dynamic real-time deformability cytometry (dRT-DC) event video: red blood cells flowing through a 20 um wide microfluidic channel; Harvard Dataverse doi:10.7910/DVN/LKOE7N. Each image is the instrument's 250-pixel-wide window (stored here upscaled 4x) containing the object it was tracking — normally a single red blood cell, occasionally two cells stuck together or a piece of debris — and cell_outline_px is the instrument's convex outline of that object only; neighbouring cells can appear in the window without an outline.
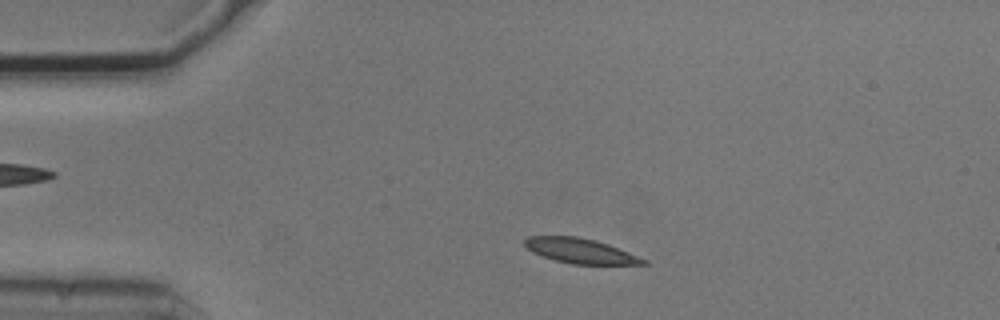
{"species": "common noctule bat (a hibernating species)", "species_latin": "Nyctalus noctula", "temperature_condition": "cold", "stored_images_in_passage": 50, "camera_frame_rate_fps": 3000, "um_per_image_px": 0.085, "animal": {"sex": "male", "body_mass_g": 20.5, "forearm_length_mm": 52.5}, "frame": {"image": 1, "passage_image": 7, "time_ms": 2.0, "image_size_px": [1000, 320], "cell_outline_px": [[648, 264], [572, 264], [556, 260], [532, 252], [524, 244], [524, 240], [528, 236], [576, 236], [596, 240], [608, 244], [648, 260]], "centroid_in_image_um": [49.34, 21.31], "position_along_channel_um": 35.7, "area_um2": 17.05}}
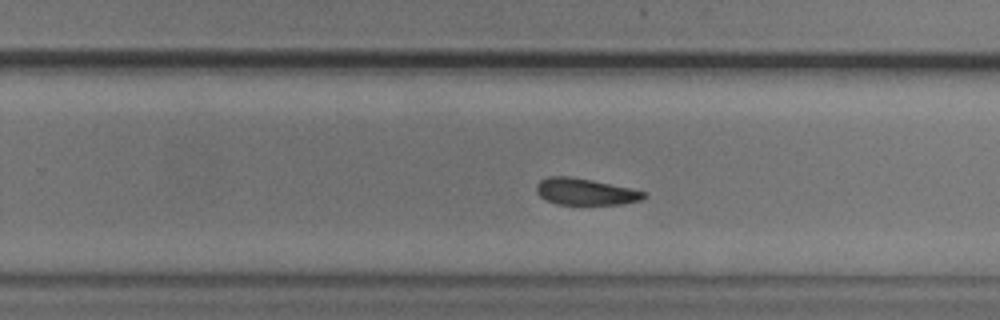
{"frame": {"image": 2, "passage_image": 30, "time_ms": 9.667, "image_size_px": [1000, 320], "cell_outline_px": [[648, 196], [640, 200], [620, 204], [556, 204], [540, 196], [536, 192], [536, 184], [540, 180], [548, 176], [572, 176], [592, 180], [648, 192]], "centroid_in_image_um": [49.75, 16.28], "position_along_channel_um": 280.1, "area_um2": 16.65}}
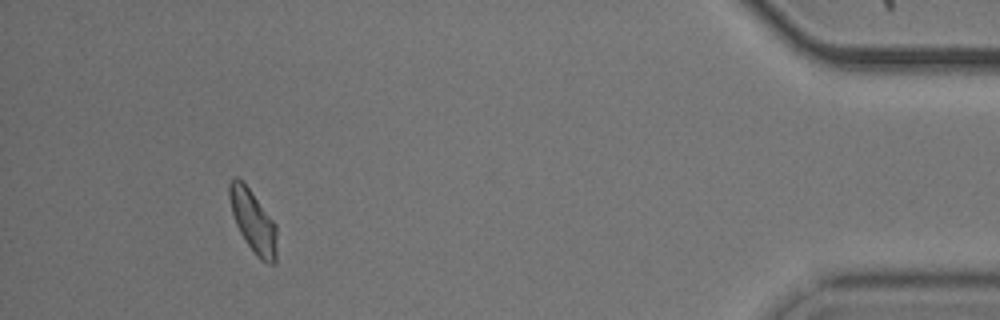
{"frame": {"image": 3, "passage_image": 46, "time_ms": 15.0, "image_size_px": [1000, 320], "cell_outline_px": [[276, 264], [268, 264], [260, 260], [256, 256], [240, 232], [236, 224], [232, 212], [228, 196], [228, 184], [232, 176], [236, 176], [248, 188], [276, 224]], "centroid_in_image_um": [21.5, 18.82], "position_along_channel_um": 413.7, "area_um2": 17.11}, "authors_computed_cell_mechanics": {"area_um2": 17.4845, "velocity_mm_per_s": 3.6811, "shape_relaxation_time_tau1_ms": 2.3996, "shape_relaxation_time_tau2_ms": 6.9216, "deformation_change_tau1": 0.0923, "deformation_change_tau2": 0.1189}}